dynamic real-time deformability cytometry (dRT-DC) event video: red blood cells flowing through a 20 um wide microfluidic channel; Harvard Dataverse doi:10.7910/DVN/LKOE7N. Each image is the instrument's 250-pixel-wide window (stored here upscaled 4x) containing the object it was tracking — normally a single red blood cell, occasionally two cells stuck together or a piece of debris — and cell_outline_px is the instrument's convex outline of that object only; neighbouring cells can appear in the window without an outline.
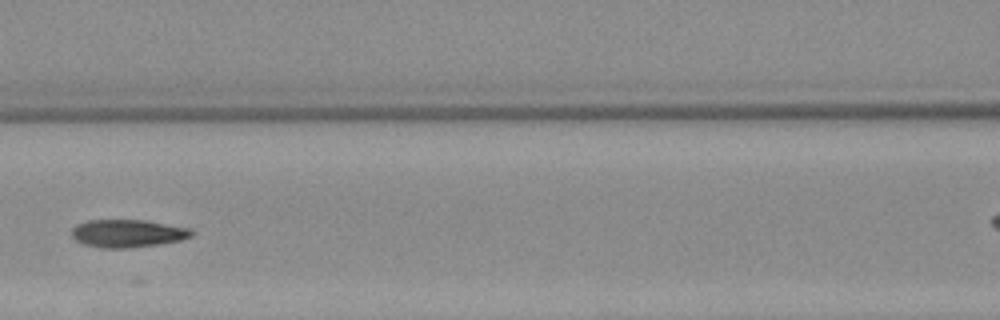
{"species": "Egyptian fruit bat (a non-hibernating species)", "species_latin": "Rousettus aegyptiacus", "temperature_condition": "warm", "stored_images_in_passage": 6, "segment_of_instrument_passage": [1, 2], "camera_frame_rate_fps": 3000, "um_per_image_px": 0.085, "animal": {"sex": "female"}, "frame": {"image": 1, "passage_image": 5, "time_ms": 4.667, "image_size_px": [1000, 320], "cell_outline_px": [[192, 236], [180, 240], [160, 244], [124, 248], [104, 248], [84, 244], [76, 240], [72, 236], [72, 228], [76, 224], [88, 220], [144, 220], [188, 228], [192, 232]], "centroid_in_image_um": [10.81, 19.83], "position_along_channel_um": 155.8, "area_um2": 19.19}}